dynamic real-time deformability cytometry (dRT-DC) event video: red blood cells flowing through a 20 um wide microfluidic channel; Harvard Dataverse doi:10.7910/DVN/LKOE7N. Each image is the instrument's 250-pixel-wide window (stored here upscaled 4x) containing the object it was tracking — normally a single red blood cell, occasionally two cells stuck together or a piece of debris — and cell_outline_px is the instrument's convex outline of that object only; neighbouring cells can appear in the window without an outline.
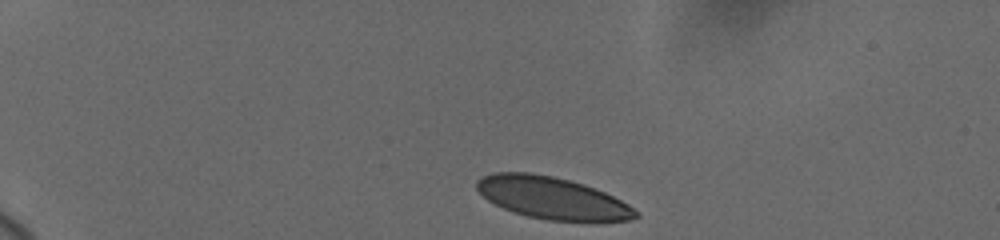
{"species": "human", "species_latin": "Homo sapiens", "temperature_condition": "cold", "stored_images_in_passage": 57, "camera_frame_rate_fps": 3000, "um_per_image_px": 0.085, "donor": {"sex": "female"}, "frame": {"image": 1, "passage_image": 1, "time_ms": 0.0, "image_size_px": [1000, 240], "cell_outline_px": [[640, 216], [632, 220], [548, 220], [528, 216], [504, 208], [488, 200], [476, 188], [476, 180], [492, 172], [532, 172], [552, 176], [584, 184], [604, 192], [628, 204]], "centroid_in_image_um": [46.9, 16.8], "position_along_channel_um": 38.1, "area_um2": 38.26}}
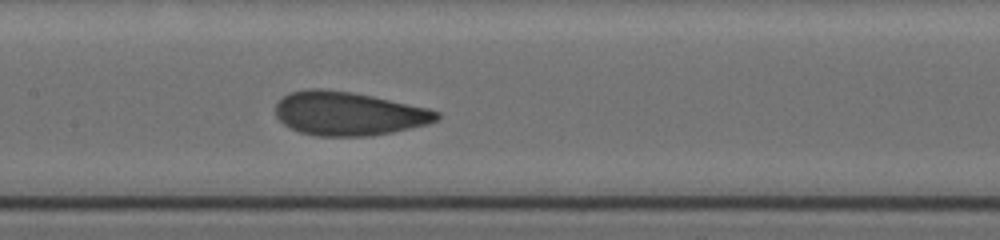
{"frame": {"image": 2, "passage_image": 25, "time_ms": 6.0, "image_size_px": [1000, 240], "cell_outline_px": [[440, 116], [436, 120], [428, 124], [392, 132], [372, 136], [316, 136], [300, 132], [284, 124], [276, 116], [276, 104], [284, 96], [292, 92], [312, 88], [320, 88], [352, 92], [372, 96], [428, 108], [440, 112]], "centroid_in_image_um": [29.63, 9.66], "position_along_channel_um": 177.8, "area_um2": 40.86}}
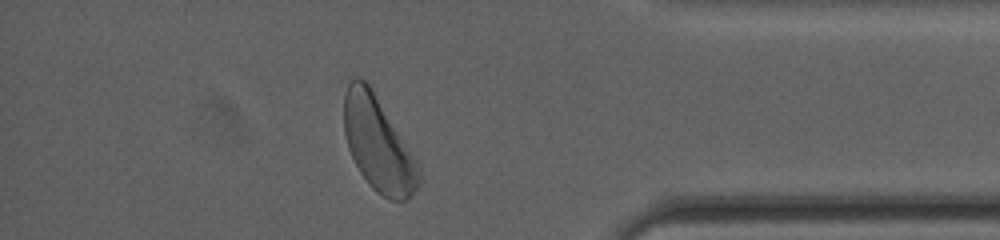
{"frame": {"image": 3, "passage_image": 49, "time_ms": 12.667, "image_size_px": [1000, 240], "cell_outline_px": [[420, 180], [412, 196], [404, 200], [388, 200], [376, 192], [372, 188], [360, 172], [348, 148], [344, 132], [344, 96], [348, 84], [352, 80], [364, 80], [372, 88], [416, 160], [420, 172]], "centroid_in_image_um": [32.14, 12.29], "position_along_channel_um": 403.1, "area_um2": 40.46}, "authors_computed_cell_mechanics": {"area_um2": 40.749, "velocity_mm_per_s": 3.6733, "shape_relaxation_time_tau1_ms": 2.8699, "shape_relaxation_time_tau2_ms": 0.8878, "deformation_change_tau1": 0.14, "deformation_change_tau2": 0.061}}